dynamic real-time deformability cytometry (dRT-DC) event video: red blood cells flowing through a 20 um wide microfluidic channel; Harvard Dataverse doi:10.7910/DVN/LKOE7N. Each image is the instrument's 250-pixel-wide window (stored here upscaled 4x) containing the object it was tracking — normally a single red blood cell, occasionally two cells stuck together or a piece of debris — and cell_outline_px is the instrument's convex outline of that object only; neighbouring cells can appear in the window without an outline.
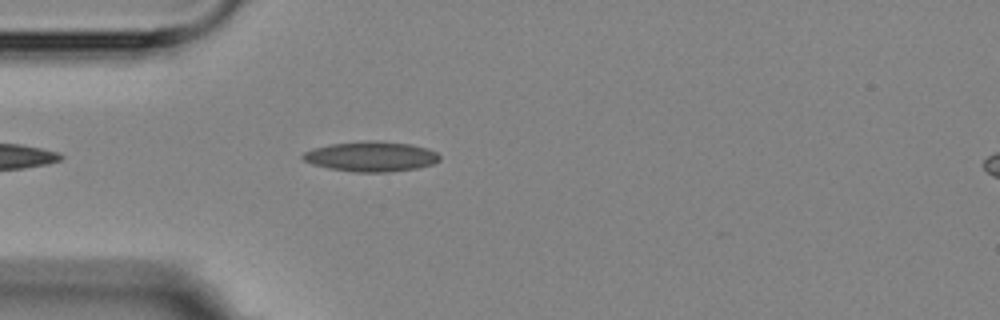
{"species": "Egyptian fruit bat (a non-hibernating species)", "species_latin": "Rousettus aegyptiacus", "temperature_condition": "room temperature", "stored_images_in_passage": 2, "camera_frame_rate_fps": 3000, "um_per_image_px": 0.085, "animal": {"sex": "female"}, "frame": {"image": 1, "passage_image": 2, "time_ms": 1.333, "image_size_px": [1000, 320], "cell_outline_px": [[440, 160], [432, 164], [416, 168], [384, 172], [352, 172], [328, 168], [312, 164], [304, 160], [300, 156], [304, 152], [312, 148], [332, 144], [364, 140], [380, 140], [412, 144], [428, 148], [436, 152], [440, 156]], "centroid_in_image_um": [31.53, 13.29], "position_along_channel_um": 53.5, "area_um2": 24.16}}